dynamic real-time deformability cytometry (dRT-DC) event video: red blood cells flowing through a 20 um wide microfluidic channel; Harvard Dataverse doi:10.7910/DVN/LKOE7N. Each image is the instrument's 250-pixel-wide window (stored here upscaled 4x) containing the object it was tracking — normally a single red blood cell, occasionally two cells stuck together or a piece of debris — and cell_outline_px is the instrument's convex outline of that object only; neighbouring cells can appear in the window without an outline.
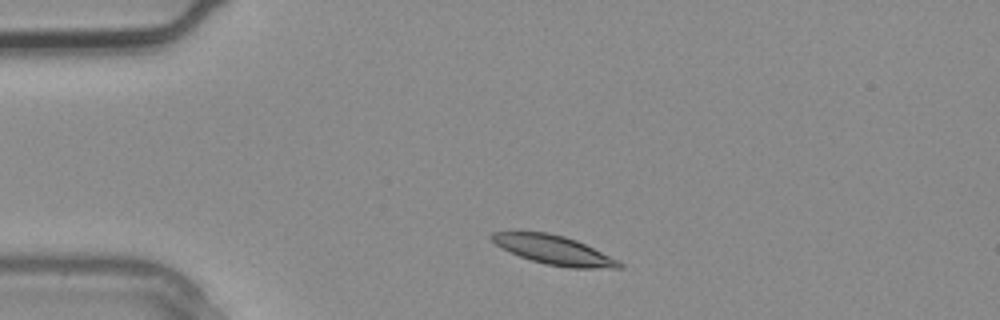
{"species": "common noctule bat (a hibernating species)", "species_latin": "Nyctalus noctula", "temperature_condition": "warm", "stored_images_in_passage": 1, "camera_frame_rate_fps": 3000, "um_per_image_px": 0.085, "animal": {"sex": "male", "body_mass_g": 20.4}, "frame": {"image": 1, "passage_image": 1, "time_ms": 0.0, "image_size_px": [1000, 320], "cell_outline_px": [[624, 268], [568, 268], [544, 264], [520, 256], [500, 248], [488, 236], [492, 232], [548, 232], [564, 236], [576, 240], [620, 260], [624, 264]], "centroid_in_image_um": [47.11, 21.26], "position_along_channel_um": 37.9, "area_um2": 21.68}}